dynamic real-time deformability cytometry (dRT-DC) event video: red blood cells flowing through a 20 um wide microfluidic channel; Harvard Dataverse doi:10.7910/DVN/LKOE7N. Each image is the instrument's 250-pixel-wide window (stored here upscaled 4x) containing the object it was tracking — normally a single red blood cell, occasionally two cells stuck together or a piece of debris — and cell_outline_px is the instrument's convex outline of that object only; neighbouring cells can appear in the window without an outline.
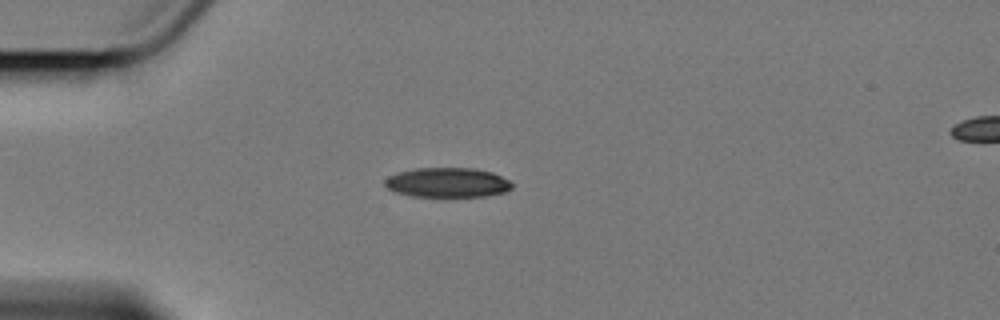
{"species": "Egyptian fruit bat (a non-hibernating species)", "species_latin": "Rousettus aegyptiacus", "temperature_condition": "cold", "stored_images_in_passage": 7, "camera_frame_rate_fps": 3000, "um_per_image_px": 0.085, "animal": {"sex": "female"}, "frame": {"image": 1, "passage_image": 5, "time_ms": 4.667, "image_size_px": [1000, 320], "cell_outline_px": [[512, 188], [504, 192], [484, 196], [412, 196], [396, 192], [388, 188], [384, 184], [384, 180], [388, 176], [396, 172], [416, 168], [476, 168], [492, 172], [508, 180], [512, 184]], "centroid_in_image_um": [38.0, 15.5], "position_along_channel_um": 47.0, "area_um2": 21.91}}
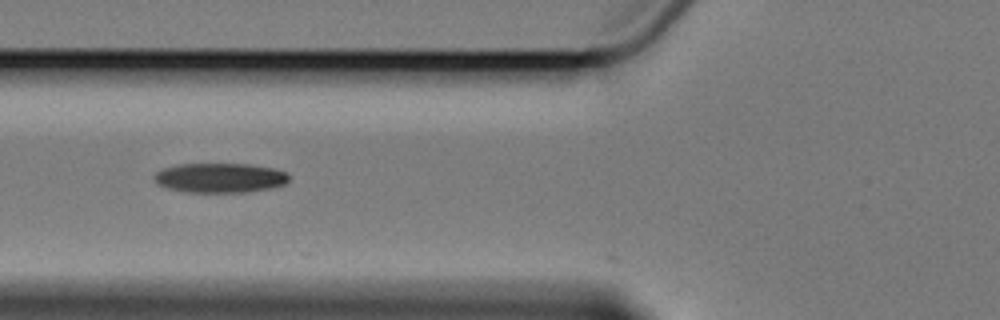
{"frame": {"image": 2, "passage_image": 7, "time_ms": 7.0, "image_size_px": [1000, 320], "cell_outline_px": [[288, 180], [284, 184], [272, 188], [244, 192], [184, 192], [168, 188], [156, 184], [152, 176], [156, 172], [164, 168], [180, 164], [248, 164], [272, 168], [284, 172], [288, 176]], "centroid_in_image_um": [18.64, 15.12], "position_along_channel_um": 107.2, "area_um2": 23.18}}